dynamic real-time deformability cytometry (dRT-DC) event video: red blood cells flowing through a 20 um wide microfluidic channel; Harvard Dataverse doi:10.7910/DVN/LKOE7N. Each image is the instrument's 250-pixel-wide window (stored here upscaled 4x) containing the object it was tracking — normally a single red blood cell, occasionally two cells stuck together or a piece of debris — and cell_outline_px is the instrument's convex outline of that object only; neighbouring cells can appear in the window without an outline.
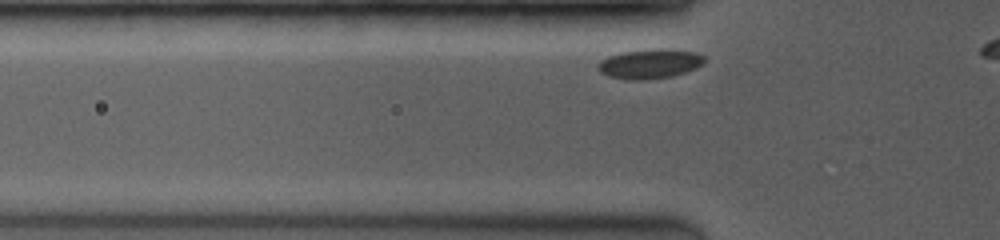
{"species": "common noctule bat (a hibernating species)", "species_latin": "Nyctalus noctula", "temperature_condition": "room temperature", "stored_images_in_passage": 4, "camera_frame_rate_fps": 3500, "um_per_image_px": 0.085, "animal": {"sex": "female", "body_mass_g": 19.0, "forearm_length_mm": 53.3}, "frame": {"image": 1, "passage_image": 2, "time_ms": 0.286, "image_size_px": [1000, 240], "cell_outline_px": [[704, 64], [696, 68], [672, 76], [644, 80], [628, 80], [608, 76], [600, 72], [596, 68], [596, 64], [600, 60], [608, 56], [620, 52], [656, 48], [668, 48], [696, 52], [704, 56]], "centroid_in_image_um": [55.2, 5.41], "position_along_channel_um": 70.6, "area_um2": 18.67}}